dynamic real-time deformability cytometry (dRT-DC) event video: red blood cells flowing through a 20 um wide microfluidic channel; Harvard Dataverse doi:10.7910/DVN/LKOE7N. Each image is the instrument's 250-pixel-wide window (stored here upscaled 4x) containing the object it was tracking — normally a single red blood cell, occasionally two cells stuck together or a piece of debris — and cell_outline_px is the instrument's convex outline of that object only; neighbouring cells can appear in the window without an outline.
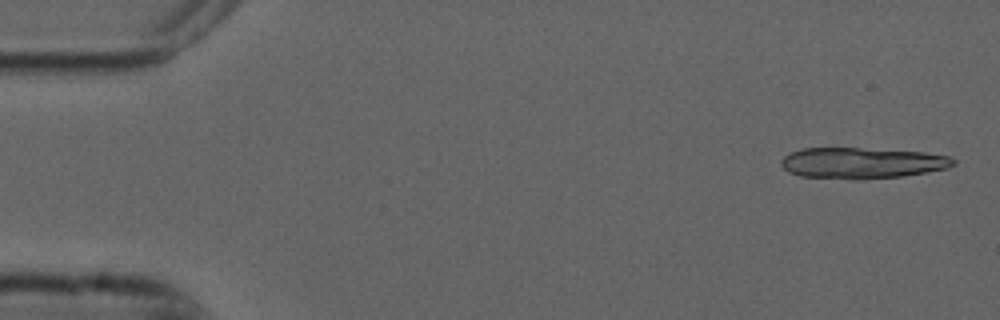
{"species": "common noctule bat (a hibernating species)", "species_latin": "Nyctalus noctula", "temperature_condition": "cold", "stored_images_in_passage": 4, "camera_frame_rate_fps": 3000, "um_per_image_px": 0.085, "animal": {"sex": "male", "forearm_length_mm": 52.5}, "frame": {"image": 1, "passage_image": 1, "time_ms": 0.0, "image_size_px": [1000, 320], "cell_outline_px": [[956, 164], [948, 168], [904, 176], [856, 180], [848, 180], [800, 176], [788, 172], [780, 164], [780, 160], [784, 156], [792, 152], [804, 148], [860, 148], [924, 152], [952, 156], [956, 160]], "centroid_in_image_um": [73.28, 13.86], "position_along_channel_um": 11.7, "area_um2": 31.5}}